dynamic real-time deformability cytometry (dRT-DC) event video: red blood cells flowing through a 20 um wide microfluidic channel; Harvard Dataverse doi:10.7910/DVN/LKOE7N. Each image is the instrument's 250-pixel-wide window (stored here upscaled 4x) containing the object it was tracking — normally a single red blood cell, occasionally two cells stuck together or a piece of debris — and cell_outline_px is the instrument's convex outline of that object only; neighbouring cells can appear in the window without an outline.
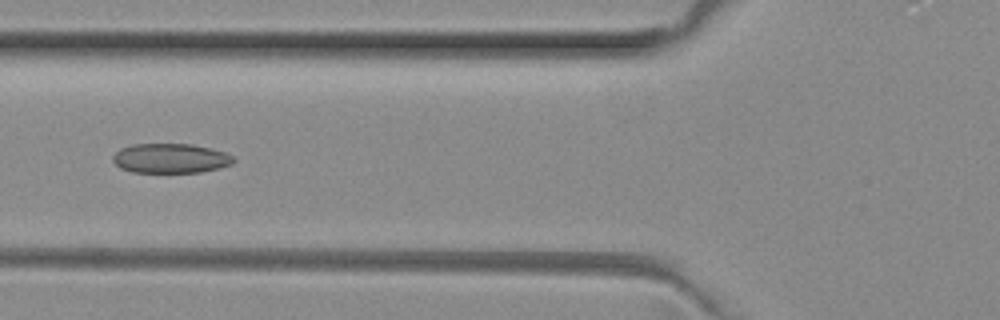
{"species": "common noctule bat (a hibernating species)", "species_latin": "Nyctalus noctula", "temperature_condition": "room temperature", "stored_images_in_passage": 4, "camera_frame_rate_fps": 3000, "um_per_image_px": 0.085, "animal": {"sex": "female", "body_mass_g": 29.2, "forearm_length_mm": 56.3}, "frame": {"image": 1, "passage_image": 4, "time_ms": 1.0, "image_size_px": [1000, 320], "cell_outline_px": [[236, 160], [232, 164], [220, 168], [200, 172], [132, 172], [120, 168], [112, 160], [112, 156], [120, 148], [132, 144], [192, 144], [212, 148], [224, 152], [232, 156]], "centroid_in_image_um": [14.5, 13.45], "position_along_channel_um": 111.3, "area_um2": 20.92}}